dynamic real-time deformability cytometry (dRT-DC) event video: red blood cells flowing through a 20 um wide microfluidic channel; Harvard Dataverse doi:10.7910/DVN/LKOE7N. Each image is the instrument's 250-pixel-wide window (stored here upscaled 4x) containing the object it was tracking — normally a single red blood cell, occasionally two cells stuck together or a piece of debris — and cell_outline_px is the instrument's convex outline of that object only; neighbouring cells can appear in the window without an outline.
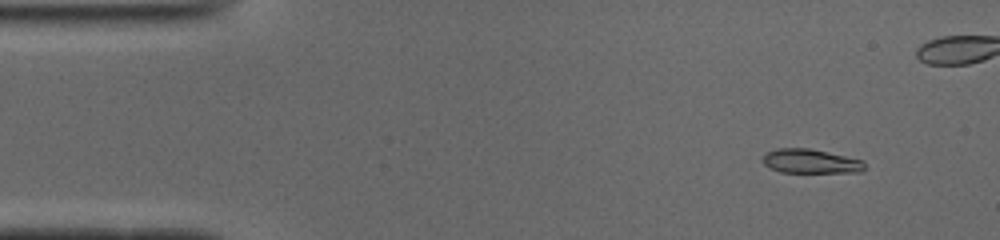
{"species": "common noctule bat (a hibernating species)", "species_latin": "Nyctalus noctula", "temperature_condition": "cold", "stored_images_in_passage": 51, "camera_frame_rate_fps": 3000, "um_per_image_px": 0.085, "animal": {"sex": "male", "body_mass_g": 19.0, "forearm_length_mm": 50.8}, "frame": {"image": 1, "passage_image": 4, "time_ms": 1.0, "image_size_px": [1000, 240], "cell_outline_px": [[864, 168], [860, 172], [780, 172], [764, 164], [760, 160], [768, 152], [776, 148], [808, 148], [828, 152], [864, 160]], "centroid_in_image_um": [68.89, 13.7], "position_along_channel_um": 16.1, "area_um2": 14.28}}
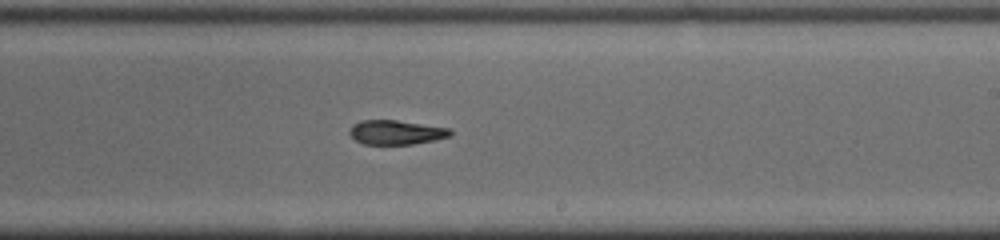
{"frame": {"image": 2, "passage_image": 29, "time_ms": 9.333, "image_size_px": [1000, 240], "cell_outline_px": [[452, 136], [412, 144], [364, 144], [356, 140], [348, 132], [348, 128], [352, 124], [360, 120], [396, 120], [448, 128], [452, 132]], "centroid_in_image_um": [33.62, 11.24], "position_along_channel_um": 255.4, "area_um2": 14.22}}
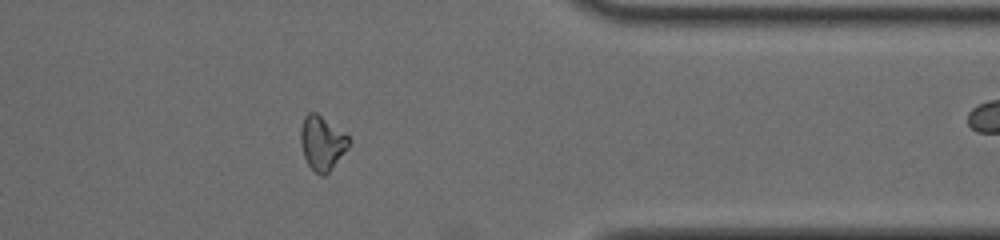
{"frame": {"image": 3, "passage_image": 40, "time_ms": 13.0, "image_size_px": [1000, 240], "cell_outline_px": [[352, 144], [328, 172], [324, 176], [320, 176], [308, 164], [304, 156], [300, 144], [300, 132], [304, 116], [308, 112], [316, 112], [344, 132], [352, 140]], "centroid_in_image_um": [27.39, 12.14], "position_along_channel_um": 384.0, "area_um2": 15.32}, "authors_computed_cell_mechanics": {"area_um2": 15.2014, "velocity_mm_per_s": 3.9398, "shape_relaxation_time_tau1_ms": null, "shape_relaxation_time_tau2_ms": 5.4483, "deformation_change_tau1": null, "deformation_change_tau2": 0.0935}}